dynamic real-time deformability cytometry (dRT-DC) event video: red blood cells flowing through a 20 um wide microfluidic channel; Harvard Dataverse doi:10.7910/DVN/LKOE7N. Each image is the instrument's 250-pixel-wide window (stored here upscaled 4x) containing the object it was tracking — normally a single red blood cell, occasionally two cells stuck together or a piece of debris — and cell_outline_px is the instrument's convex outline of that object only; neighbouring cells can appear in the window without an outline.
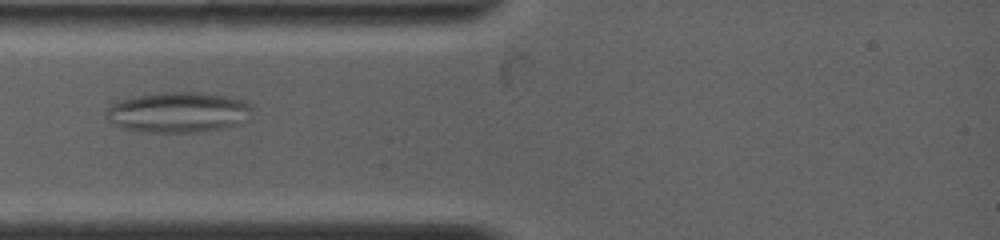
{"species": "common noctule bat (a hibernating species)", "species_latin": "Nyctalus noctula", "temperature_condition": "warm", "stored_images_in_passage": 58, "camera_frame_rate_fps": 4500, "um_per_image_px": 0.085, "animal": {"sex": "female", "body_mass_g": 19.0, "forearm_length_mm": 53.3}, "frame": {"image": 1, "passage_image": 1, "time_ms": 0.0, "image_size_px": [1000, 240], "cell_outline_px": [[252, 108], [236, 124], [220, 128], [196, 132], [152, 132], [124, 128], [108, 120], [104, 112], [112, 104], [120, 100], [140, 96], [164, 92], [200, 92], [224, 96], [244, 100], [252, 104]], "centroid_in_image_um": [15.1, 9.53], "position_along_channel_um": 69.9, "area_um2": 33.58}}
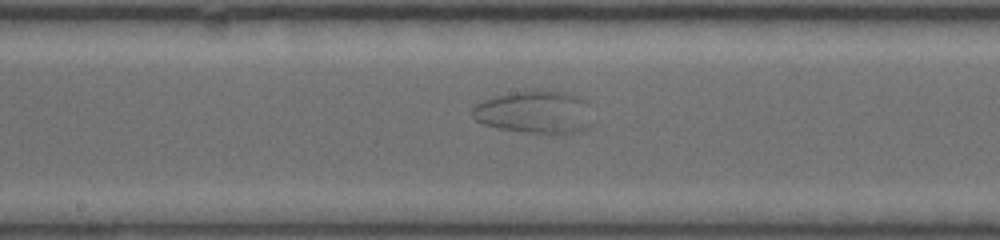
{"frame": {"image": 2, "passage_image": 17, "time_ms": 4.0, "image_size_px": [1000, 240], "cell_outline_px": [[592, 124], [588, 128], [572, 132], [532, 132], [504, 128], [484, 124], [476, 120], [472, 116], [472, 108], [476, 104], [484, 100], [496, 96], [516, 92], [564, 92], [588, 100]], "centroid_in_image_um": [45.49, 9.53], "position_along_channel_um": 202.7, "area_um2": 28.96}}
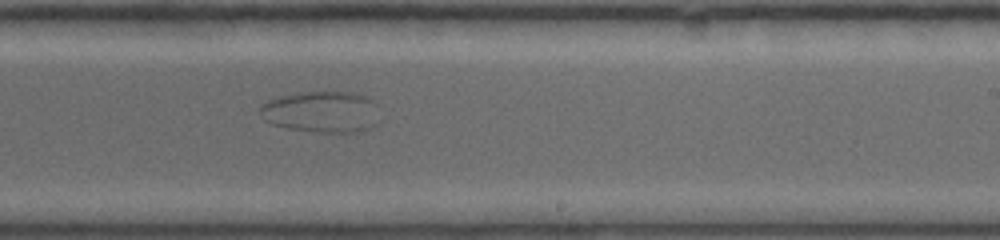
{"frame": {"image": 3, "passage_image": 25, "time_ms": 5.778, "image_size_px": [1000, 240], "cell_outline_px": [[376, 124], [372, 128], [356, 132], [320, 132], [288, 128], [272, 124], [264, 120], [260, 108], [260, 104], [268, 100], [280, 96], [304, 92], [352, 92], [368, 96], [376, 104]], "centroid_in_image_um": [27.33, 9.5], "position_along_channel_um": 261.7, "area_um2": 28.73}}